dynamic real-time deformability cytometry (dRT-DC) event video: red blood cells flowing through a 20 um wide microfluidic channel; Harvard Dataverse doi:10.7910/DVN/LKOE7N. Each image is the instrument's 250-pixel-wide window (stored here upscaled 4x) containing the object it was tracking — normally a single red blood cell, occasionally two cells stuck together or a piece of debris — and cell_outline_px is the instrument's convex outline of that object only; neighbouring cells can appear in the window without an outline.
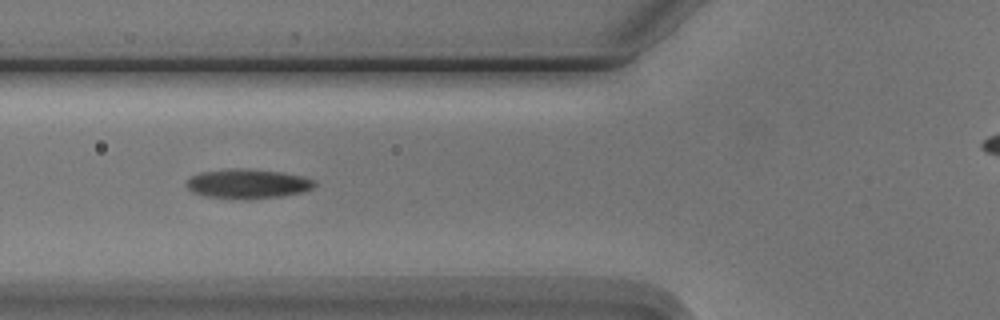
{"species": "Egyptian fruit bat (a non-hibernating species)", "species_latin": "Rousettus aegyptiacus", "temperature_condition": "cold", "stored_images_in_passage": 7, "camera_frame_rate_fps": 3000, "um_per_image_px": 0.085, "animal": {"sex": "male"}, "frame": {"image": 1, "passage_image": 2, "time_ms": 1.0, "image_size_px": [1000, 320], "cell_outline_px": [[316, 184], [312, 188], [300, 192], [280, 196], [248, 200], [240, 200], [204, 196], [192, 192], [184, 184], [192, 176], [200, 172], [236, 168], [244, 168], [280, 172], [304, 176], [316, 180]], "centroid_in_image_um": [21.04, 15.63], "position_along_channel_um": 104.8, "area_um2": 22.2}}
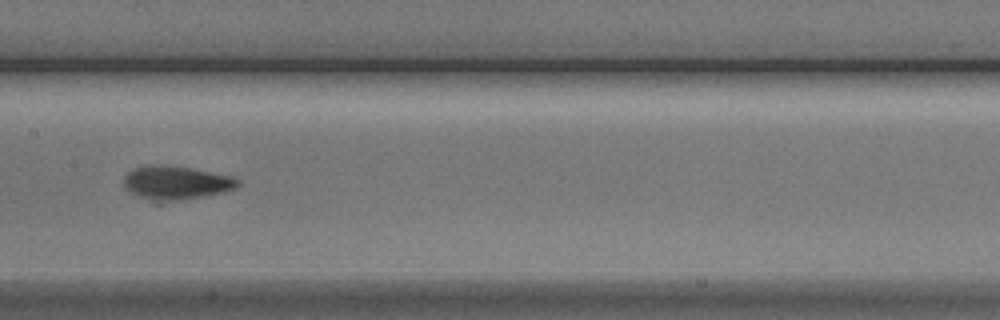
{"frame": {"image": 2, "passage_image": 4, "time_ms": 3.333, "image_size_px": [1000, 320], "cell_outline_px": [[240, 184], [236, 188], [204, 196], [156, 204], [152, 204], [132, 192], [124, 184], [124, 176], [132, 168], [148, 164], [160, 164], [188, 168], [232, 176], [240, 180]], "centroid_in_image_um": [14.92, 15.55], "position_along_channel_um": 192.5, "area_um2": 22.6}}
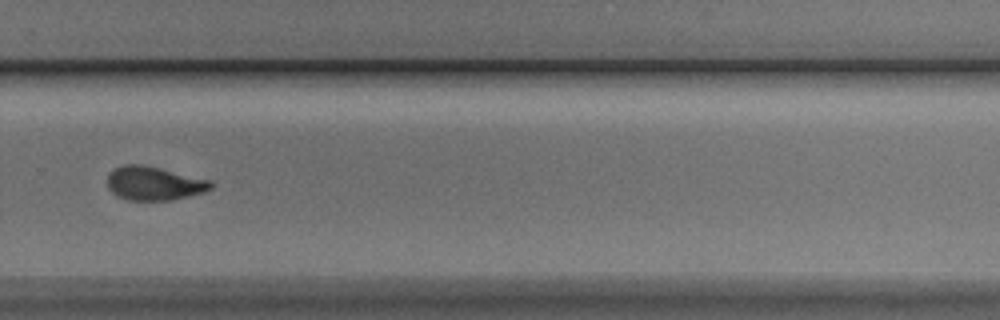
{"frame": {"image": 3, "passage_image": 7, "time_ms": 6.667, "image_size_px": [1000, 320], "cell_outline_px": [[216, 184], [212, 188], [204, 192], [172, 200], [128, 200], [116, 196], [108, 188], [108, 176], [116, 168], [124, 164], [144, 164], [212, 180]], "centroid_in_image_um": [13.14, 15.58], "position_along_channel_um": 316.7, "area_um2": 20.52}}